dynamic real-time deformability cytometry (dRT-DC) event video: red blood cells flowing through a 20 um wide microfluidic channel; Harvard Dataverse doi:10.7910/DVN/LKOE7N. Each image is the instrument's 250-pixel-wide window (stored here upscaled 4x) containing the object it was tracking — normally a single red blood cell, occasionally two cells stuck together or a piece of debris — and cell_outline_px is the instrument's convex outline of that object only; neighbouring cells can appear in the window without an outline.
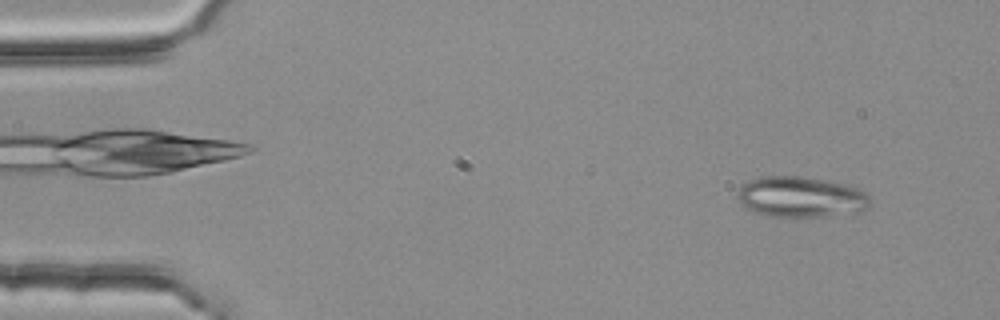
{"species": "common noctule bat (a hibernating species)", "species_latin": "Nyctalus noctula", "temperature_condition": "room temperature", "stored_images_in_passage": 5, "camera_frame_rate_fps": 3000, "um_per_image_px": 0.085, "animal": {"sex": "female", "body_mass_g": 25.1}, "frame": {"image": 1, "passage_image": 1, "time_ms": 0.0, "image_size_px": [1000, 320], "cell_outline_px": [[868, 208], [864, 212], [820, 216], [772, 216], [756, 212], [748, 208], [736, 196], [736, 192], [748, 180], [764, 176], [800, 176], [848, 184], [860, 188], [868, 196]], "centroid_in_image_um": [68.11, 16.73], "position_along_channel_um": 16.9, "area_um2": 31.27}}